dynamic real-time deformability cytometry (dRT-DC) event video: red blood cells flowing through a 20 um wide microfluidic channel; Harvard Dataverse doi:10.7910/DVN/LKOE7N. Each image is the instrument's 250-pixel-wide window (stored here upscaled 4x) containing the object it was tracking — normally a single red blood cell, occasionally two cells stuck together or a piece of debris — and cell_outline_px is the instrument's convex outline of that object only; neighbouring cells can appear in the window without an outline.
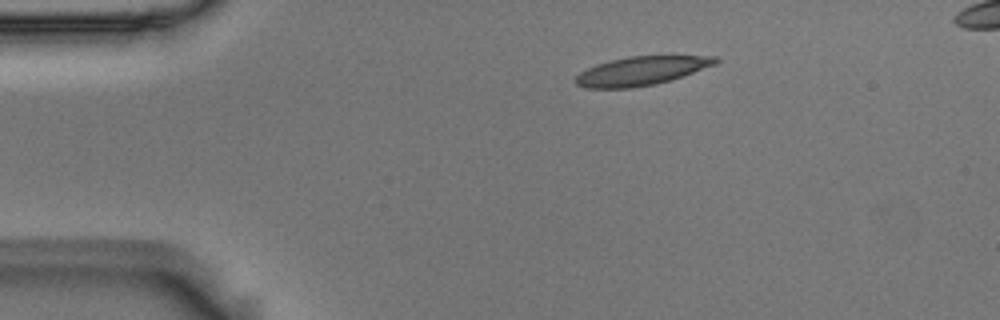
{"species": "Egyptian fruit bat (a non-hibernating species)", "species_latin": "Rousettus aegyptiacus", "temperature_condition": "room temperature", "stored_images_in_passage": 3, "camera_frame_rate_fps": 3000, "um_per_image_px": 0.085, "animal": {"sex": "male"}, "frame": {"image": 1, "passage_image": 1, "time_ms": 0.0, "image_size_px": [1000, 320], "cell_outline_px": [[720, 60], [716, 64], [672, 80], [656, 84], [632, 88], [584, 88], [576, 84], [576, 76], [580, 72], [596, 64], [628, 56], [716, 56]], "centroid_in_image_um": [54.52, 6.03], "position_along_channel_um": 30.5, "area_um2": 23.41}}